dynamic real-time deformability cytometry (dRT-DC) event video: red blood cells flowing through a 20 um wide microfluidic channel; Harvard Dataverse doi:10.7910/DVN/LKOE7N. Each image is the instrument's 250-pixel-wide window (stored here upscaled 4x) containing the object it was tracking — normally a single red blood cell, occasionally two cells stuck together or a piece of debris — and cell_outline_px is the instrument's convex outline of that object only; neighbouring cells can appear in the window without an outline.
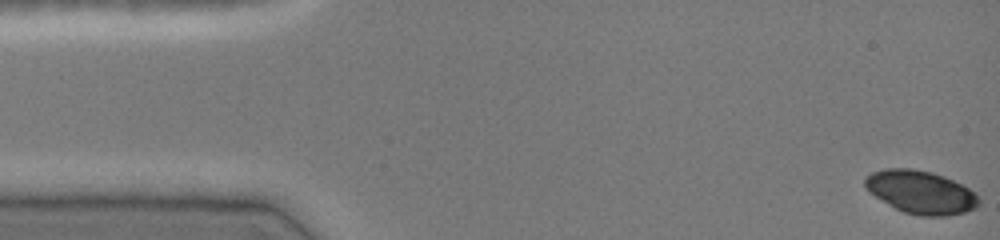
{"species": "common noctule bat (a hibernating species)", "species_latin": "Nyctalus noctula", "temperature_condition": "cold", "stored_images_in_passage": 46, "camera_frame_rate_fps": 3000, "um_per_image_px": 0.085, "animal": {"sex": "female", "body_mass_g": 19.0, "forearm_length_mm": 51.5}, "frame": {"image": 1, "passage_image": 1, "time_ms": 0.0, "image_size_px": [1000, 240], "cell_outline_px": [[980, 204], [964, 212], [944, 216], [920, 216], [904, 212], [896, 208], [876, 196], [864, 184], [864, 180], [872, 172], [884, 168], [912, 168], [932, 172], [944, 176], [968, 188], [980, 200]], "centroid_in_image_um": [78.27, 16.32], "position_along_channel_um": 6.7, "area_um2": 28.03}}
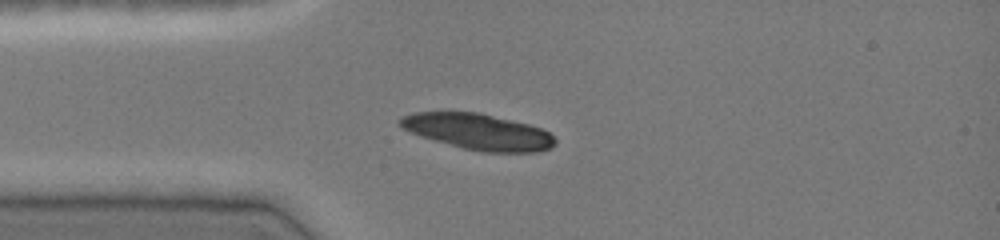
{"frame": {"image": 2, "passage_image": 12, "time_ms": 3.667, "image_size_px": [1000, 240], "cell_outline_px": [[556, 144], [552, 148], [536, 152], [484, 152], [464, 148], [436, 140], [412, 132], [404, 128], [400, 124], [400, 116], [416, 112], [480, 112], [528, 124], [540, 128], [548, 132], [556, 140]], "centroid_in_image_um": [40.7, 11.19], "position_along_channel_um": 44.3, "area_um2": 32.02}}